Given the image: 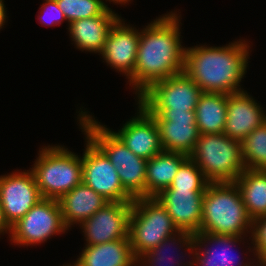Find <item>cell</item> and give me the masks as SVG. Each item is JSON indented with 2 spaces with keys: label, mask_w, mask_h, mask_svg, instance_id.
Returning <instances> with one entry per match:
<instances>
[{
  "label": "cell",
  "mask_w": 266,
  "mask_h": 266,
  "mask_svg": "<svg viewBox=\"0 0 266 266\" xmlns=\"http://www.w3.org/2000/svg\"><path fill=\"white\" fill-rule=\"evenodd\" d=\"M178 15L171 11L140 30L134 76L128 80L138 98L154 83L183 72L186 47Z\"/></svg>",
  "instance_id": "obj_1"
},
{
  "label": "cell",
  "mask_w": 266,
  "mask_h": 266,
  "mask_svg": "<svg viewBox=\"0 0 266 266\" xmlns=\"http://www.w3.org/2000/svg\"><path fill=\"white\" fill-rule=\"evenodd\" d=\"M247 42L239 39L222 47L197 45L186 48L183 72L202 92L229 95L244 91L240 82L249 61L250 46Z\"/></svg>",
  "instance_id": "obj_2"
},
{
  "label": "cell",
  "mask_w": 266,
  "mask_h": 266,
  "mask_svg": "<svg viewBox=\"0 0 266 266\" xmlns=\"http://www.w3.org/2000/svg\"><path fill=\"white\" fill-rule=\"evenodd\" d=\"M201 208L202 221L198 233L240 237L252 234L253 220L235 182L209 183Z\"/></svg>",
  "instance_id": "obj_3"
},
{
  "label": "cell",
  "mask_w": 266,
  "mask_h": 266,
  "mask_svg": "<svg viewBox=\"0 0 266 266\" xmlns=\"http://www.w3.org/2000/svg\"><path fill=\"white\" fill-rule=\"evenodd\" d=\"M79 125L87 135L108 157L118 172L124 190L133 198L145 197V175L147 160L136 156L112 131L93 119L87 111L79 113Z\"/></svg>",
  "instance_id": "obj_4"
},
{
  "label": "cell",
  "mask_w": 266,
  "mask_h": 266,
  "mask_svg": "<svg viewBox=\"0 0 266 266\" xmlns=\"http://www.w3.org/2000/svg\"><path fill=\"white\" fill-rule=\"evenodd\" d=\"M40 149L31 171L41 196L59 200L82 182V157L61 145Z\"/></svg>",
  "instance_id": "obj_5"
},
{
  "label": "cell",
  "mask_w": 266,
  "mask_h": 266,
  "mask_svg": "<svg viewBox=\"0 0 266 266\" xmlns=\"http://www.w3.org/2000/svg\"><path fill=\"white\" fill-rule=\"evenodd\" d=\"M210 183L234 182L246 169L241 141L221 134H200L188 156Z\"/></svg>",
  "instance_id": "obj_6"
},
{
  "label": "cell",
  "mask_w": 266,
  "mask_h": 266,
  "mask_svg": "<svg viewBox=\"0 0 266 266\" xmlns=\"http://www.w3.org/2000/svg\"><path fill=\"white\" fill-rule=\"evenodd\" d=\"M178 231L166 208L155 197L132 201L129 240L136 259Z\"/></svg>",
  "instance_id": "obj_7"
},
{
  "label": "cell",
  "mask_w": 266,
  "mask_h": 266,
  "mask_svg": "<svg viewBox=\"0 0 266 266\" xmlns=\"http://www.w3.org/2000/svg\"><path fill=\"white\" fill-rule=\"evenodd\" d=\"M69 230L63 221L57 199L42 198L11 226L10 241L19 246L44 243L51 236Z\"/></svg>",
  "instance_id": "obj_8"
},
{
  "label": "cell",
  "mask_w": 266,
  "mask_h": 266,
  "mask_svg": "<svg viewBox=\"0 0 266 266\" xmlns=\"http://www.w3.org/2000/svg\"><path fill=\"white\" fill-rule=\"evenodd\" d=\"M82 156V182L108 202L133 201L124 190L116 168L106 154L87 136Z\"/></svg>",
  "instance_id": "obj_9"
},
{
  "label": "cell",
  "mask_w": 266,
  "mask_h": 266,
  "mask_svg": "<svg viewBox=\"0 0 266 266\" xmlns=\"http://www.w3.org/2000/svg\"><path fill=\"white\" fill-rule=\"evenodd\" d=\"M201 88L184 72L154 83L139 98L145 109L195 111Z\"/></svg>",
  "instance_id": "obj_10"
},
{
  "label": "cell",
  "mask_w": 266,
  "mask_h": 266,
  "mask_svg": "<svg viewBox=\"0 0 266 266\" xmlns=\"http://www.w3.org/2000/svg\"><path fill=\"white\" fill-rule=\"evenodd\" d=\"M157 123L163 150L189 156L199 138L195 111L146 109Z\"/></svg>",
  "instance_id": "obj_11"
},
{
  "label": "cell",
  "mask_w": 266,
  "mask_h": 266,
  "mask_svg": "<svg viewBox=\"0 0 266 266\" xmlns=\"http://www.w3.org/2000/svg\"><path fill=\"white\" fill-rule=\"evenodd\" d=\"M132 201L108 202L79 226L85 234V245H99L129 239Z\"/></svg>",
  "instance_id": "obj_12"
},
{
  "label": "cell",
  "mask_w": 266,
  "mask_h": 266,
  "mask_svg": "<svg viewBox=\"0 0 266 266\" xmlns=\"http://www.w3.org/2000/svg\"><path fill=\"white\" fill-rule=\"evenodd\" d=\"M42 198L31 170L15 171L0 176V204L10 226Z\"/></svg>",
  "instance_id": "obj_13"
},
{
  "label": "cell",
  "mask_w": 266,
  "mask_h": 266,
  "mask_svg": "<svg viewBox=\"0 0 266 266\" xmlns=\"http://www.w3.org/2000/svg\"><path fill=\"white\" fill-rule=\"evenodd\" d=\"M140 32L119 17L109 30L104 48L99 54L116 71L130 80L134 76Z\"/></svg>",
  "instance_id": "obj_14"
},
{
  "label": "cell",
  "mask_w": 266,
  "mask_h": 266,
  "mask_svg": "<svg viewBox=\"0 0 266 266\" xmlns=\"http://www.w3.org/2000/svg\"><path fill=\"white\" fill-rule=\"evenodd\" d=\"M137 105V116L129 119L114 133L136 156L149 160L164 150L154 117L139 102Z\"/></svg>",
  "instance_id": "obj_15"
},
{
  "label": "cell",
  "mask_w": 266,
  "mask_h": 266,
  "mask_svg": "<svg viewBox=\"0 0 266 266\" xmlns=\"http://www.w3.org/2000/svg\"><path fill=\"white\" fill-rule=\"evenodd\" d=\"M206 190L164 189L155 198L166 208L179 230H200L202 199Z\"/></svg>",
  "instance_id": "obj_16"
},
{
  "label": "cell",
  "mask_w": 266,
  "mask_h": 266,
  "mask_svg": "<svg viewBox=\"0 0 266 266\" xmlns=\"http://www.w3.org/2000/svg\"><path fill=\"white\" fill-rule=\"evenodd\" d=\"M265 121L263 108L246 90L228 95L225 135L242 141Z\"/></svg>",
  "instance_id": "obj_17"
},
{
  "label": "cell",
  "mask_w": 266,
  "mask_h": 266,
  "mask_svg": "<svg viewBox=\"0 0 266 266\" xmlns=\"http://www.w3.org/2000/svg\"><path fill=\"white\" fill-rule=\"evenodd\" d=\"M118 18L119 15L108 8L102 15L71 22L67 29L77 49L100 54L109 30Z\"/></svg>",
  "instance_id": "obj_18"
},
{
  "label": "cell",
  "mask_w": 266,
  "mask_h": 266,
  "mask_svg": "<svg viewBox=\"0 0 266 266\" xmlns=\"http://www.w3.org/2000/svg\"><path fill=\"white\" fill-rule=\"evenodd\" d=\"M243 239L244 238L240 236L215 235V234H210V233H196L195 241L197 243V250L195 254V265L197 266H236V265L255 266L253 262L250 263L248 261L247 263L246 262L244 263L243 261L237 260V258L230 251L233 245L236 246L237 242L239 244V242H241ZM208 246H211V247L209 248ZM218 247L219 249H217Z\"/></svg>",
  "instance_id": "obj_19"
},
{
  "label": "cell",
  "mask_w": 266,
  "mask_h": 266,
  "mask_svg": "<svg viewBox=\"0 0 266 266\" xmlns=\"http://www.w3.org/2000/svg\"><path fill=\"white\" fill-rule=\"evenodd\" d=\"M63 221L69 229L74 224H81L100 210L108 201L92 188L81 182L59 200Z\"/></svg>",
  "instance_id": "obj_20"
},
{
  "label": "cell",
  "mask_w": 266,
  "mask_h": 266,
  "mask_svg": "<svg viewBox=\"0 0 266 266\" xmlns=\"http://www.w3.org/2000/svg\"><path fill=\"white\" fill-rule=\"evenodd\" d=\"M130 240L116 241L99 245H85L77 260L67 266H136Z\"/></svg>",
  "instance_id": "obj_21"
},
{
  "label": "cell",
  "mask_w": 266,
  "mask_h": 266,
  "mask_svg": "<svg viewBox=\"0 0 266 266\" xmlns=\"http://www.w3.org/2000/svg\"><path fill=\"white\" fill-rule=\"evenodd\" d=\"M187 158L184 153L163 151L147 160L145 197H155L169 188L178 168Z\"/></svg>",
  "instance_id": "obj_22"
},
{
  "label": "cell",
  "mask_w": 266,
  "mask_h": 266,
  "mask_svg": "<svg viewBox=\"0 0 266 266\" xmlns=\"http://www.w3.org/2000/svg\"><path fill=\"white\" fill-rule=\"evenodd\" d=\"M227 98L223 93L202 92L195 108L199 134L224 133L227 117Z\"/></svg>",
  "instance_id": "obj_23"
},
{
  "label": "cell",
  "mask_w": 266,
  "mask_h": 266,
  "mask_svg": "<svg viewBox=\"0 0 266 266\" xmlns=\"http://www.w3.org/2000/svg\"><path fill=\"white\" fill-rule=\"evenodd\" d=\"M234 182L250 218L266 216V170L245 169Z\"/></svg>",
  "instance_id": "obj_24"
},
{
  "label": "cell",
  "mask_w": 266,
  "mask_h": 266,
  "mask_svg": "<svg viewBox=\"0 0 266 266\" xmlns=\"http://www.w3.org/2000/svg\"><path fill=\"white\" fill-rule=\"evenodd\" d=\"M175 244H177V245H175ZM170 245H173V246L179 245L176 248V250L178 248L180 249L183 247H185V249L187 248L186 251H189L188 254L191 253L193 255V257H192L193 260H189V261L183 263L181 260H179V256H178L179 261L176 258V260H175L176 262H174L170 257L168 259H171L172 261H170L171 263H169V260L167 259L168 255L166 256L165 252L167 251L166 246H170ZM174 249H175V247H174ZM196 250H197V243L195 241V234L192 232L186 231V230H179L175 234L167 237L160 244H158L155 248L145 252L143 255L138 257L137 258V266H139L140 264H141L140 266H188V265L189 266H195ZM169 255H171V254H169ZM182 257L180 255V258H182Z\"/></svg>",
  "instance_id": "obj_25"
},
{
  "label": "cell",
  "mask_w": 266,
  "mask_h": 266,
  "mask_svg": "<svg viewBox=\"0 0 266 266\" xmlns=\"http://www.w3.org/2000/svg\"><path fill=\"white\" fill-rule=\"evenodd\" d=\"M241 143L245 168L266 170V121L246 136Z\"/></svg>",
  "instance_id": "obj_26"
},
{
  "label": "cell",
  "mask_w": 266,
  "mask_h": 266,
  "mask_svg": "<svg viewBox=\"0 0 266 266\" xmlns=\"http://www.w3.org/2000/svg\"><path fill=\"white\" fill-rule=\"evenodd\" d=\"M68 24L71 22L102 15L109 7L103 0H56Z\"/></svg>",
  "instance_id": "obj_27"
},
{
  "label": "cell",
  "mask_w": 266,
  "mask_h": 266,
  "mask_svg": "<svg viewBox=\"0 0 266 266\" xmlns=\"http://www.w3.org/2000/svg\"><path fill=\"white\" fill-rule=\"evenodd\" d=\"M209 181L202 170L189 157L180 165L169 188L184 190H206Z\"/></svg>",
  "instance_id": "obj_28"
},
{
  "label": "cell",
  "mask_w": 266,
  "mask_h": 266,
  "mask_svg": "<svg viewBox=\"0 0 266 266\" xmlns=\"http://www.w3.org/2000/svg\"><path fill=\"white\" fill-rule=\"evenodd\" d=\"M251 239L253 255L258 259L256 264L266 265V216L253 221Z\"/></svg>",
  "instance_id": "obj_29"
},
{
  "label": "cell",
  "mask_w": 266,
  "mask_h": 266,
  "mask_svg": "<svg viewBox=\"0 0 266 266\" xmlns=\"http://www.w3.org/2000/svg\"><path fill=\"white\" fill-rule=\"evenodd\" d=\"M44 4L41 6V11L38 12V19L42 25L53 26L59 25L62 21L66 20L64 13L58 7L56 0H44ZM46 16V17H45ZM45 17V18H44ZM48 17V18H47Z\"/></svg>",
  "instance_id": "obj_30"
},
{
  "label": "cell",
  "mask_w": 266,
  "mask_h": 266,
  "mask_svg": "<svg viewBox=\"0 0 266 266\" xmlns=\"http://www.w3.org/2000/svg\"><path fill=\"white\" fill-rule=\"evenodd\" d=\"M3 233L11 234V226L8 224L4 217L3 209L0 204V235Z\"/></svg>",
  "instance_id": "obj_31"
},
{
  "label": "cell",
  "mask_w": 266,
  "mask_h": 266,
  "mask_svg": "<svg viewBox=\"0 0 266 266\" xmlns=\"http://www.w3.org/2000/svg\"><path fill=\"white\" fill-rule=\"evenodd\" d=\"M6 12L4 0H0V29L3 28L2 26L5 24L6 18H8Z\"/></svg>",
  "instance_id": "obj_32"
},
{
  "label": "cell",
  "mask_w": 266,
  "mask_h": 266,
  "mask_svg": "<svg viewBox=\"0 0 266 266\" xmlns=\"http://www.w3.org/2000/svg\"><path fill=\"white\" fill-rule=\"evenodd\" d=\"M106 1L113 2V4L115 3V4L124 5V4H127L128 2H130L131 0H106Z\"/></svg>",
  "instance_id": "obj_33"
}]
</instances>
